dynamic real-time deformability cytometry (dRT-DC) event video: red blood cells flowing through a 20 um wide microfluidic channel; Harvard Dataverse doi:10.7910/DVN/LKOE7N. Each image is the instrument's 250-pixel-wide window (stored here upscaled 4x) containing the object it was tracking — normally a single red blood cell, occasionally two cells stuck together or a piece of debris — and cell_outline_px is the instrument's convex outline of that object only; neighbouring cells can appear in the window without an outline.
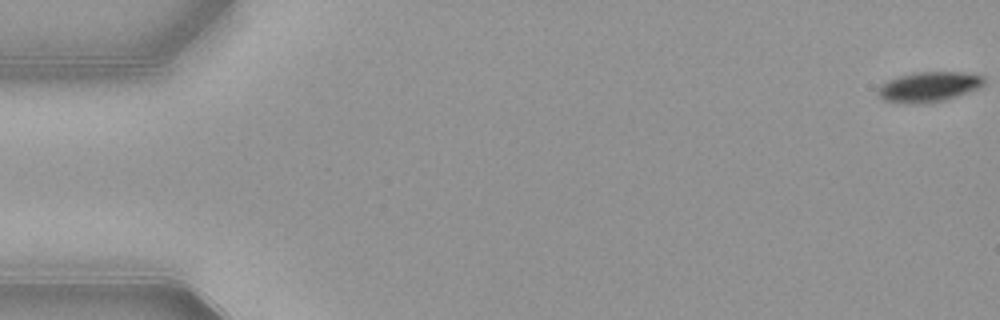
{"species": "common noctule bat (a hibernating species)", "species_latin": "Nyctalus noctula", "temperature_condition": "warm", "stored_images_in_passage": 11, "camera_frame_rate_fps": 3000, "um_per_image_px": 0.085, "animal": {"sex": "female", "body_mass_g": 21.9}, "frame": {"image": 1, "passage_image": 1, "time_ms": 0.0, "image_size_px": [1000, 320], "cell_outline_px": [[984, 84], [968, 92], [944, 100], [924, 104], [904, 104], [884, 100], [880, 96], [880, 84], [888, 80], [900, 76], [916, 72], [960, 72], [984, 76]], "centroid_in_image_um": [78.94, 7.39], "position_along_channel_um": 6.1, "area_um2": 18.38}}